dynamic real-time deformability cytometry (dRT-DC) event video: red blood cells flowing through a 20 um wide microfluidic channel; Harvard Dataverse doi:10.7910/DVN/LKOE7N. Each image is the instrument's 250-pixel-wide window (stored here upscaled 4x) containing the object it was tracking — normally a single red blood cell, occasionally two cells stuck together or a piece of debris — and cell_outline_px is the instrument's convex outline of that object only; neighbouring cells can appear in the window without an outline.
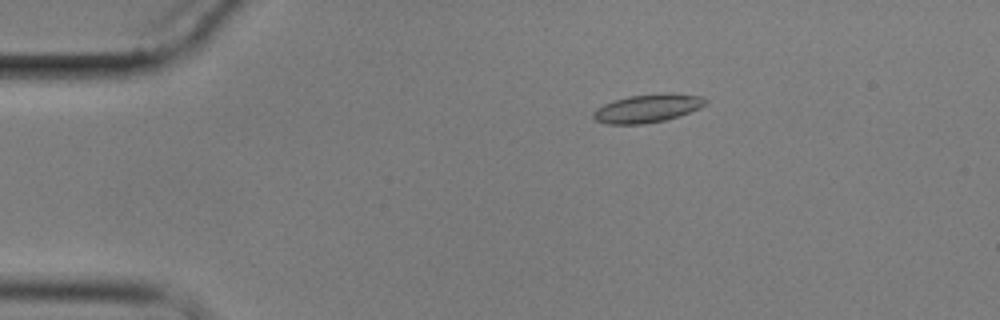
{"species": "common noctule bat (a hibernating species)", "species_latin": "Nyctalus noctula", "temperature_condition": "cold", "stored_images_in_passage": 7, "camera_frame_rate_fps": 3000, "um_per_image_px": 0.085, "animal": {"sex": "male", "body_mass_g": 17.9}, "frame": {"image": 1, "passage_image": 3, "time_ms": 2.333, "image_size_px": [1000, 320], "cell_outline_px": [[708, 100], [700, 108], [680, 116], [664, 120], [644, 124], [608, 124], [596, 120], [592, 116], [592, 112], [596, 108], [604, 104], [628, 96], [668, 92], [700, 96]], "centroid_in_image_um": [55.04, 9.2], "position_along_channel_um": 30.0, "area_um2": 18.5}}
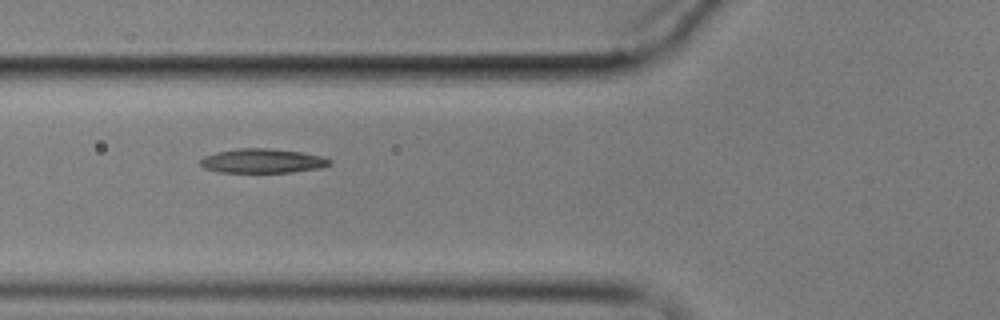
{"frame": {"image": 2, "passage_image": 6, "time_ms": 6.0, "image_size_px": [1000, 320], "cell_outline_px": [[332, 164], [324, 168], [292, 172], [220, 172], [204, 168], [200, 164], [200, 160], [204, 156], [216, 152], [240, 148], [268, 148], [300, 152], [324, 156], [332, 160]], "centroid_in_image_um": [22.37, 13.68], "position_along_channel_um": 103.4, "area_um2": 18.44}}
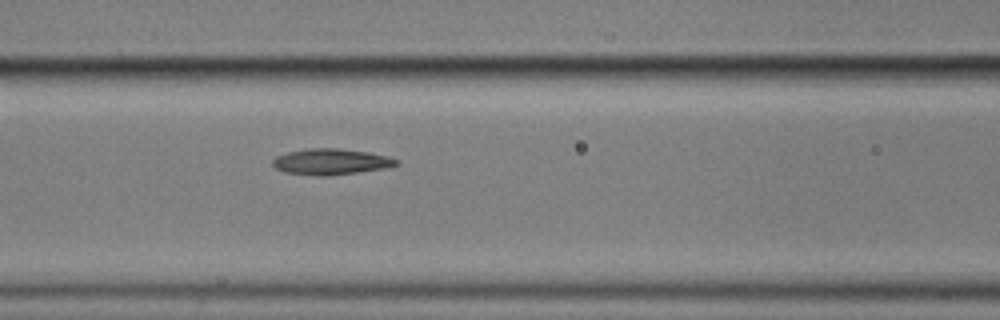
{"frame": {"image": 3, "passage_image": 7, "time_ms": 7.0, "image_size_px": [1000, 320], "cell_outline_px": [[400, 164], [392, 168], [328, 176], [320, 176], [284, 172], [276, 168], [272, 164], [272, 160], [276, 156], [288, 152], [308, 148], [340, 148], [368, 152], [388, 156], [400, 160]], "centroid_in_image_um": [28.21, 13.75], "position_along_channel_um": 138.4, "area_um2": 19.07}}